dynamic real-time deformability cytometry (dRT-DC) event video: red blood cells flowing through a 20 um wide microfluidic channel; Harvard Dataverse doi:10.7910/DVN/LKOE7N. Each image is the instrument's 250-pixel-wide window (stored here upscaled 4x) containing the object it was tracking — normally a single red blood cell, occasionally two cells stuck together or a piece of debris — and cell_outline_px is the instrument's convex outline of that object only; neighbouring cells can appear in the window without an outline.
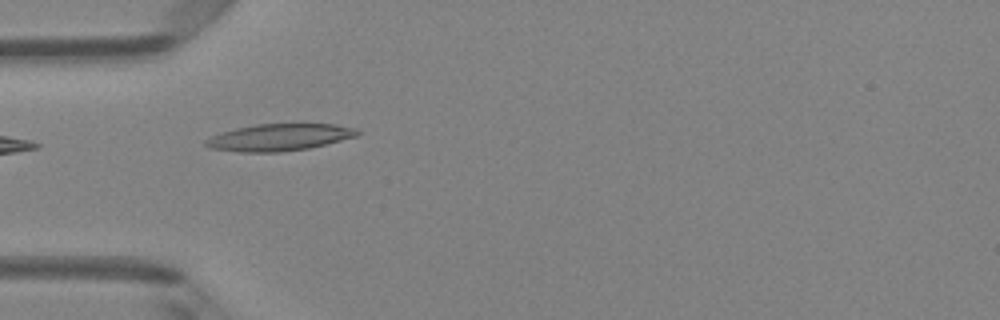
{"species": "Egyptian fruit bat (a non-hibernating species)", "species_latin": "Rousettus aegyptiacus", "temperature_condition": "room temperature", "stored_images_in_passage": 5, "camera_frame_rate_fps": 3000, "um_per_image_px": 0.085, "animal": {"sex": "female"}, "frame": {"image": 1, "passage_image": 4, "time_ms": 1.0, "image_size_px": [1000, 320], "cell_outline_px": [[360, 132], [356, 136], [308, 148], [280, 152], [240, 152], [208, 148], [204, 144], [204, 140], [212, 136], [236, 128], [256, 124], [336, 124], [356, 128]], "centroid_in_image_um": [23.71, 11.67], "position_along_channel_um": 61.3, "area_um2": 23.58}}
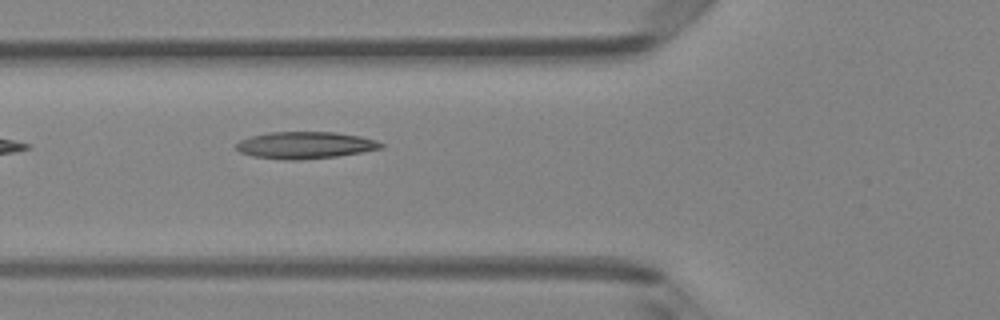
{"frame": {"image": 2, "passage_image": 5, "time_ms": 1.333, "image_size_px": [1000, 320], "cell_outline_px": [[384, 148], [336, 156], [296, 160], [284, 160], [252, 156], [240, 152], [236, 148], [236, 144], [240, 140], [252, 136], [268, 132], [332, 132], [360, 136], [376, 140], [384, 144]], "centroid_in_image_um": [25.93, 12.34], "position_along_channel_um": 99.9, "area_um2": 22.6}}